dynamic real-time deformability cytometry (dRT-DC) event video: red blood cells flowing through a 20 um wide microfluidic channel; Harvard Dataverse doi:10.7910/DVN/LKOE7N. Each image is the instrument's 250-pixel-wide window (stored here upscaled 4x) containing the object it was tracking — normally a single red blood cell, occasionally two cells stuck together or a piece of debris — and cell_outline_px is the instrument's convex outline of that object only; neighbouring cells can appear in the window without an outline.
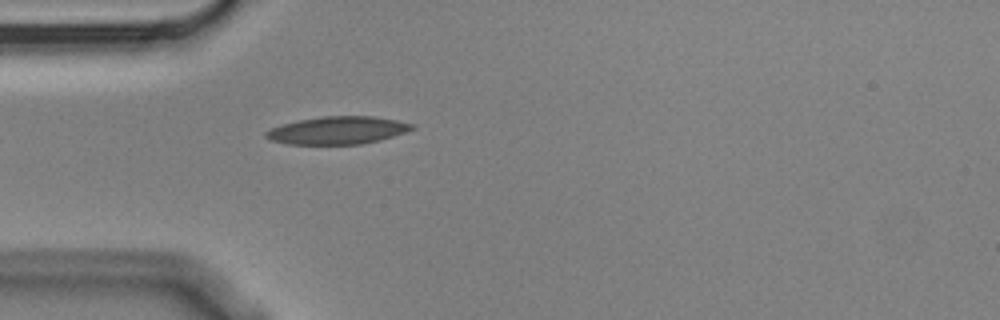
{"species": "Egyptian fruit bat (a non-hibernating species)", "species_latin": "Rousettus aegyptiacus", "temperature_condition": "cold", "stored_images_in_passage": 5, "camera_frame_rate_fps": 3000, "um_per_image_px": 0.085, "animal": {"sex": "male"}, "frame": {"image": 1, "passage_image": 5, "time_ms": 1.333, "image_size_px": [1000, 320], "cell_outline_px": [[416, 128], [380, 140], [360, 144], [288, 144], [272, 140], [264, 136], [264, 132], [272, 128], [284, 124], [300, 120], [324, 116], [372, 116], [396, 120], [416, 124]], "centroid_in_image_um": [28.73, 11.08], "position_along_channel_um": 56.3, "area_um2": 23.35}}